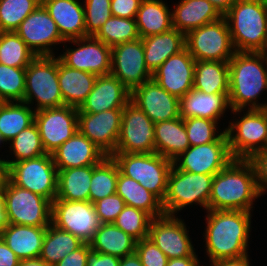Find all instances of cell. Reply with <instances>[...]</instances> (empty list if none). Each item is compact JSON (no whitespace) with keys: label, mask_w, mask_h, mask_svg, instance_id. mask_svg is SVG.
I'll list each match as a JSON object with an SVG mask.
<instances>
[{"label":"cell","mask_w":267,"mask_h":266,"mask_svg":"<svg viewBox=\"0 0 267 266\" xmlns=\"http://www.w3.org/2000/svg\"><path fill=\"white\" fill-rule=\"evenodd\" d=\"M203 232L209 263L248 254L253 217L247 211L207 210Z\"/></svg>","instance_id":"6da1fadb"},{"label":"cell","mask_w":267,"mask_h":266,"mask_svg":"<svg viewBox=\"0 0 267 266\" xmlns=\"http://www.w3.org/2000/svg\"><path fill=\"white\" fill-rule=\"evenodd\" d=\"M260 198L255 171L248 159H233L214 175L209 210L253 212Z\"/></svg>","instance_id":"7a4b0ae2"},{"label":"cell","mask_w":267,"mask_h":266,"mask_svg":"<svg viewBox=\"0 0 267 266\" xmlns=\"http://www.w3.org/2000/svg\"><path fill=\"white\" fill-rule=\"evenodd\" d=\"M229 105L231 110L266 109L260 103L267 92V66L263 52L236 51L229 60Z\"/></svg>","instance_id":"3957f363"},{"label":"cell","mask_w":267,"mask_h":266,"mask_svg":"<svg viewBox=\"0 0 267 266\" xmlns=\"http://www.w3.org/2000/svg\"><path fill=\"white\" fill-rule=\"evenodd\" d=\"M224 17L235 51L267 49V0H236Z\"/></svg>","instance_id":"277c9868"},{"label":"cell","mask_w":267,"mask_h":266,"mask_svg":"<svg viewBox=\"0 0 267 266\" xmlns=\"http://www.w3.org/2000/svg\"><path fill=\"white\" fill-rule=\"evenodd\" d=\"M230 111L233 119L229 121L225 132L232 157L249 159L255 152L265 150L267 147V109Z\"/></svg>","instance_id":"5b68a950"},{"label":"cell","mask_w":267,"mask_h":266,"mask_svg":"<svg viewBox=\"0 0 267 266\" xmlns=\"http://www.w3.org/2000/svg\"><path fill=\"white\" fill-rule=\"evenodd\" d=\"M214 175L194 174L172 165L165 198L162 202L165 214L177 215L186 207L198 205L209 210V199Z\"/></svg>","instance_id":"8992f818"},{"label":"cell","mask_w":267,"mask_h":266,"mask_svg":"<svg viewBox=\"0 0 267 266\" xmlns=\"http://www.w3.org/2000/svg\"><path fill=\"white\" fill-rule=\"evenodd\" d=\"M23 102L31 107L35 104V112L64 106L58 79V56H36L26 67Z\"/></svg>","instance_id":"52a82bcc"},{"label":"cell","mask_w":267,"mask_h":266,"mask_svg":"<svg viewBox=\"0 0 267 266\" xmlns=\"http://www.w3.org/2000/svg\"><path fill=\"white\" fill-rule=\"evenodd\" d=\"M113 159L119 171L139 182L163 202L167 190V180L173 161L158 153L115 152Z\"/></svg>","instance_id":"ba28073f"},{"label":"cell","mask_w":267,"mask_h":266,"mask_svg":"<svg viewBox=\"0 0 267 266\" xmlns=\"http://www.w3.org/2000/svg\"><path fill=\"white\" fill-rule=\"evenodd\" d=\"M186 49L195 61L229 62L236 52L226 18L205 24L185 35Z\"/></svg>","instance_id":"9c48e42d"},{"label":"cell","mask_w":267,"mask_h":266,"mask_svg":"<svg viewBox=\"0 0 267 266\" xmlns=\"http://www.w3.org/2000/svg\"><path fill=\"white\" fill-rule=\"evenodd\" d=\"M8 222L16 225L48 227L51 224L52 202L21 188L10 180L4 188Z\"/></svg>","instance_id":"30bf717a"},{"label":"cell","mask_w":267,"mask_h":266,"mask_svg":"<svg viewBox=\"0 0 267 266\" xmlns=\"http://www.w3.org/2000/svg\"><path fill=\"white\" fill-rule=\"evenodd\" d=\"M9 180L51 202L56 198L58 169L50 153L11 163L9 165Z\"/></svg>","instance_id":"8fae6325"},{"label":"cell","mask_w":267,"mask_h":266,"mask_svg":"<svg viewBox=\"0 0 267 266\" xmlns=\"http://www.w3.org/2000/svg\"><path fill=\"white\" fill-rule=\"evenodd\" d=\"M67 42L74 45L70 47H76L67 48ZM63 46L62 54L60 53L58 57L66 66L97 76L110 74L112 47L107 46L95 36L67 40Z\"/></svg>","instance_id":"7c38bea8"},{"label":"cell","mask_w":267,"mask_h":266,"mask_svg":"<svg viewBox=\"0 0 267 266\" xmlns=\"http://www.w3.org/2000/svg\"><path fill=\"white\" fill-rule=\"evenodd\" d=\"M51 224L58 229L70 232L84 243H89L101 222L90 201L54 199Z\"/></svg>","instance_id":"4fadbf2b"},{"label":"cell","mask_w":267,"mask_h":266,"mask_svg":"<svg viewBox=\"0 0 267 266\" xmlns=\"http://www.w3.org/2000/svg\"><path fill=\"white\" fill-rule=\"evenodd\" d=\"M179 217V218H178ZM177 215L164 214L152 219L148 238L168 259L198 257L184 219Z\"/></svg>","instance_id":"5bb4252c"},{"label":"cell","mask_w":267,"mask_h":266,"mask_svg":"<svg viewBox=\"0 0 267 266\" xmlns=\"http://www.w3.org/2000/svg\"><path fill=\"white\" fill-rule=\"evenodd\" d=\"M154 125L141 109L129 101L123 108L115 152L154 153Z\"/></svg>","instance_id":"9a60e30c"},{"label":"cell","mask_w":267,"mask_h":266,"mask_svg":"<svg viewBox=\"0 0 267 266\" xmlns=\"http://www.w3.org/2000/svg\"><path fill=\"white\" fill-rule=\"evenodd\" d=\"M233 159L225 133L217 141L188 147L173 160V165L179 170L194 174L215 175Z\"/></svg>","instance_id":"2e32d148"},{"label":"cell","mask_w":267,"mask_h":266,"mask_svg":"<svg viewBox=\"0 0 267 266\" xmlns=\"http://www.w3.org/2000/svg\"><path fill=\"white\" fill-rule=\"evenodd\" d=\"M15 32L36 56H56L53 49L58 50L56 46H62L65 42L55 21L42 4L21 22Z\"/></svg>","instance_id":"e0dca14e"},{"label":"cell","mask_w":267,"mask_h":266,"mask_svg":"<svg viewBox=\"0 0 267 266\" xmlns=\"http://www.w3.org/2000/svg\"><path fill=\"white\" fill-rule=\"evenodd\" d=\"M46 153H52L78 130V108L64 105L36 111L34 114Z\"/></svg>","instance_id":"ac0fdd59"},{"label":"cell","mask_w":267,"mask_h":266,"mask_svg":"<svg viewBox=\"0 0 267 266\" xmlns=\"http://www.w3.org/2000/svg\"><path fill=\"white\" fill-rule=\"evenodd\" d=\"M130 91L152 79L147 68L142 38L112 47L111 72Z\"/></svg>","instance_id":"d6986e66"},{"label":"cell","mask_w":267,"mask_h":266,"mask_svg":"<svg viewBox=\"0 0 267 266\" xmlns=\"http://www.w3.org/2000/svg\"><path fill=\"white\" fill-rule=\"evenodd\" d=\"M122 114L123 109L78 113V130L106 156H112L120 134Z\"/></svg>","instance_id":"ffe728a7"},{"label":"cell","mask_w":267,"mask_h":266,"mask_svg":"<svg viewBox=\"0 0 267 266\" xmlns=\"http://www.w3.org/2000/svg\"><path fill=\"white\" fill-rule=\"evenodd\" d=\"M130 101L154 123L180 117V99L169 94L153 78L133 89Z\"/></svg>","instance_id":"44dd1931"},{"label":"cell","mask_w":267,"mask_h":266,"mask_svg":"<svg viewBox=\"0 0 267 266\" xmlns=\"http://www.w3.org/2000/svg\"><path fill=\"white\" fill-rule=\"evenodd\" d=\"M195 59L185 48L170 56L152 75L155 82L179 99L193 89Z\"/></svg>","instance_id":"7402d4cb"},{"label":"cell","mask_w":267,"mask_h":266,"mask_svg":"<svg viewBox=\"0 0 267 266\" xmlns=\"http://www.w3.org/2000/svg\"><path fill=\"white\" fill-rule=\"evenodd\" d=\"M131 91L112 74L97 76L93 89L78 108V113H99L123 109L130 101Z\"/></svg>","instance_id":"603a6c76"},{"label":"cell","mask_w":267,"mask_h":266,"mask_svg":"<svg viewBox=\"0 0 267 266\" xmlns=\"http://www.w3.org/2000/svg\"><path fill=\"white\" fill-rule=\"evenodd\" d=\"M52 158L57 169H69L98 164L106 155L79 130L55 149Z\"/></svg>","instance_id":"cb8c5ba5"},{"label":"cell","mask_w":267,"mask_h":266,"mask_svg":"<svg viewBox=\"0 0 267 266\" xmlns=\"http://www.w3.org/2000/svg\"><path fill=\"white\" fill-rule=\"evenodd\" d=\"M80 1L41 0L65 41L86 36L83 0Z\"/></svg>","instance_id":"d4e9b609"},{"label":"cell","mask_w":267,"mask_h":266,"mask_svg":"<svg viewBox=\"0 0 267 266\" xmlns=\"http://www.w3.org/2000/svg\"><path fill=\"white\" fill-rule=\"evenodd\" d=\"M228 95L229 93L205 94L193 88L180 98V116L183 119L196 117L220 122L227 109L231 110Z\"/></svg>","instance_id":"484cf974"},{"label":"cell","mask_w":267,"mask_h":266,"mask_svg":"<svg viewBox=\"0 0 267 266\" xmlns=\"http://www.w3.org/2000/svg\"><path fill=\"white\" fill-rule=\"evenodd\" d=\"M170 8L173 28L185 35L223 17L208 0H179Z\"/></svg>","instance_id":"4316f807"},{"label":"cell","mask_w":267,"mask_h":266,"mask_svg":"<svg viewBox=\"0 0 267 266\" xmlns=\"http://www.w3.org/2000/svg\"><path fill=\"white\" fill-rule=\"evenodd\" d=\"M47 227L8 224L0 233L20 260L39 258Z\"/></svg>","instance_id":"83f0119b"},{"label":"cell","mask_w":267,"mask_h":266,"mask_svg":"<svg viewBox=\"0 0 267 266\" xmlns=\"http://www.w3.org/2000/svg\"><path fill=\"white\" fill-rule=\"evenodd\" d=\"M147 68L153 73L170 56L186 48L185 34L172 28L161 34L142 38Z\"/></svg>","instance_id":"f1b7e54d"},{"label":"cell","mask_w":267,"mask_h":266,"mask_svg":"<svg viewBox=\"0 0 267 266\" xmlns=\"http://www.w3.org/2000/svg\"><path fill=\"white\" fill-rule=\"evenodd\" d=\"M96 74L66 66L58 57V79L64 105L79 108L92 91Z\"/></svg>","instance_id":"f546056e"},{"label":"cell","mask_w":267,"mask_h":266,"mask_svg":"<svg viewBox=\"0 0 267 266\" xmlns=\"http://www.w3.org/2000/svg\"><path fill=\"white\" fill-rule=\"evenodd\" d=\"M154 143L155 152L171 161L190 147L183 118L155 123Z\"/></svg>","instance_id":"4dcf8cb0"},{"label":"cell","mask_w":267,"mask_h":266,"mask_svg":"<svg viewBox=\"0 0 267 266\" xmlns=\"http://www.w3.org/2000/svg\"><path fill=\"white\" fill-rule=\"evenodd\" d=\"M170 5L163 0H142L136 15L140 38L161 34L173 28Z\"/></svg>","instance_id":"1f68e13d"},{"label":"cell","mask_w":267,"mask_h":266,"mask_svg":"<svg viewBox=\"0 0 267 266\" xmlns=\"http://www.w3.org/2000/svg\"><path fill=\"white\" fill-rule=\"evenodd\" d=\"M92 250L119 258L135 253L136 240L114 223L101 224L89 242Z\"/></svg>","instance_id":"d6a6232c"},{"label":"cell","mask_w":267,"mask_h":266,"mask_svg":"<svg viewBox=\"0 0 267 266\" xmlns=\"http://www.w3.org/2000/svg\"><path fill=\"white\" fill-rule=\"evenodd\" d=\"M116 193L124 200L126 205L147 212L152 218L164 215L162 202L139 182L118 174Z\"/></svg>","instance_id":"836d02e7"},{"label":"cell","mask_w":267,"mask_h":266,"mask_svg":"<svg viewBox=\"0 0 267 266\" xmlns=\"http://www.w3.org/2000/svg\"><path fill=\"white\" fill-rule=\"evenodd\" d=\"M92 165L58 169L57 194L55 199L66 201H89Z\"/></svg>","instance_id":"e575fe53"},{"label":"cell","mask_w":267,"mask_h":266,"mask_svg":"<svg viewBox=\"0 0 267 266\" xmlns=\"http://www.w3.org/2000/svg\"><path fill=\"white\" fill-rule=\"evenodd\" d=\"M193 88L205 94L229 93V64L196 61Z\"/></svg>","instance_id":"d590c367"},{"label":"cell","mask_w":267,"mask_h":266,"mask_svg":"<svg viewBox=\"0 0 267 266\" xmlns=\"http://www.w3.org/2000/svg\"><path fill=\"white\" fill-rule=\"evenodd\" d=\"M83 243L70 232L63 231L50 224L46 229L39 258L46 264L54 266Z\"/></svg>","instance_id":"8d00e7d4"},{"label":"cell","mask_w":267,"mask_h":266,"mask_svg":"<svg viewBox=\"0 0 267 266\" xmlns=\"http://www.w3.org/2000/svg\"><path fill=\"white\" fill-rule=\"evenodd\" d=\"M35 110L25 102L0 105V134L6 144L34 122Z\"/></svg>","instance_id":"74e56055"},{"label":"cell","mask_w":267,"mask_h":266,"mask_svg":"<svg viewBox=\"0 0 267 266\" xmlns=\"http://www.w3.org/2000/svg\"><path fill=\"white\" fill-rule=\"evenodd\" d=\"M119 167L112 156L92 165L89 201L94 202L116 193Z\"/></svg>","instance_id":"f35d334b"},{"label":"cell","mask_w":267,"mask_h":266,"mask_svg":"<svg viewBox=\"0 0 267 266\" xmlns=\"http://www.w3.org/2000/svg\"><path fill=\"white\" fill-rule=\"evenodd\" d=\"M36 54L16 32H0V63L16 68H26Z\"/></svg>","instance_id":"ab89813d"},{"label":"cell","mask_w":267,"mask_h":266,"mask_svg":"<svg viewBox=\"0 0 267 266\" xmlns=\"http://www.w3.org/2000/svg\"><path fill=\"white\" fill-rule=\"evenodd\" d=\"M9 154L12 160L7 158L8 164L36 158L47 154L43 148L38 127L35 122L22 130L9 143ZM13 154V155H12Z\"/></svg>","instance_id":"60d3db41"},{"label":"cell","mask_w":267,"mask_h":266,"mask_svg":"<svg viewBox=\"0 0 267 266\" xmlns=\"http://www.w3.org/2000/svg\"><path fill=\"white\" fill-rule=\"evenodd\" d=\"M109 47L140 38L135 18L111 16L95 35Z\"/></svg>","instance_id":"b9f144b4"},{"label":"cell","mask_w":267,"mask_h":266,"mask_svg":"<svg viewBox=\"0 0 267 266\" xmlns=\"http://www.w3.org/2000/svg\"><path fill=\"white\" fill-rule=\"evenodd\" d=\"M41 0H0V32H15Z\"/></svg>","instance_id":"7bdbcfd3"},{"label":"cell","mask_w":267,"mask_h":266,"mask_svg":"<svg viewBox=\"0 0 267 266\" xmlns=\"http://www.w3.org/2000/svg\"><path fill=\"white\" fill-rule=\"evenodd\" d=\"M26 68L10 67L0 63V98L3 102H23Z\"/></svg>","instance_id":"ee69618b"},{"label":"cell","mask_w":267,"mask_h":266,"mask_svg":"<svg viewBox=\"0 0 267 266\" xmlns=\"http://www.w3.org/2000/svg\"><path fill=\"white\" fill-rule=\"evenodd\" d=\"M152 217L145 211L126 205L114 224L136 241L148 237Z\"/></svg>","instance_id":"f6af8a7d"},{"label":"cell","mask_w":267,"mask_h":266,"mask_svg":"<svg viewBox=\"0 0 267 266\" xmlns=\"http://www.w3.org/2000/svg\"><path fill=\"white\" fill-rule=\"evenodd\" d=\"M190 146L203 145L219 140L226 132L219 131V122L207 118H184Z\"/></svg>","instance_id":"bcb514c9"},{"label":"cell","mask_w":267,"mask_h":266,"mask_svg":"<svg viewBox=\"0 0 267 266\" xmlns=\"http://www.w3.org/2000/svg\"><path fill=\"white\" fill-rule=\"evenodd\" d=\"M111 0H84L86 36H95L112 16Z\"/></svg>","instance_id":"7dc6e473"},{"label":"cell","mask_w":267,"mask_h":266,"mask_svg":"<svg viewBox=\"0 0 267 266\" xmlns=\"http://www.w3.org/2000/svg\"><path fill=\"white\" fill-rule=\"evenodd\" d=\"M93 205L101 224H108L115 222L117 216L126 206V203L117 193H115L94 202Z\"/></svg>","instance_id":"c3c4849f"},{"label":"cell","mask_w":267,"mask_h":266,"mask_svg":"<svg viewBox=\"0 0 267 266\" xmlns=\"http://www.w3.org/2000/svg\"><path fill=\"white\" fill-rule=\"evenodd\" d=\"M135 253L143 266H167L169 260L148 237L136 241Z\"/></svg>","instance_id":"681fc988"},{"label":"cell","mask_w":267,"mask_h":266,"mask_svg":"<svg viewBox=\"0 0 267 266\" xmlns=\"http://www.w3.org/2000/svg\"><path fill=\"white\" fill-rule=\"evenodd\" d=\"M248 160L254 167L259 195L264 196L267 194V150L255 152Z\"/></svg>","instance_id":"f907efd6"},{"label":"cell","mask_w":267,"mask_h":266,"mask_svg":"<svg viewBox=\"0 0 267 266\" xmlns=\"http://www.w3.org/2000/svg\"><path fill=\"white\" fill-rule=\"evenodd\" d=\"M142 0H111L112 16L136 18Z\"/></svg>","instance_id":"816d5d0a"},{"label":"cell","mask_w":267,"mask_h":266,"mask_svg":"<svg viewBox=\"0 0 267 266\" xmlns=\"http://www.w3.org/2000/svg\"><path fill=\"white\" fill-rule=\"evenodd\" d=\"M90 249L89 243H83L79 248L61 259L54 266H87V253Z\"/></svg>","instance_id":"f5cc1de1"},{"label":"cell","mask_w":267,"mask_h":266,"mask_svg":"<svg viewBox=\"0 0 267 266\" xmlns=\"http://www.w3.org/2000/svg\"><path fill=\"white\" fill-rule=\"evenodd\" d=\"M86 261L87 266H119L120 258L90 249Z\"/></svg>","instance_id":"db71d44e"},{"label":"cell","mask_w":267,"mask_h":266,"mask_svg":"<svg viewBox=\"0 0 267 266\" xmlns=\"http://www.w3.org/2000/svg\"><path fill=\"white\" fill-rule=\"evenodd\" d=\"M20 261L0 237V266H18Z\"/></svg>","instance_id":"11a10c76"},{"label":"cell","mask_w":267,"mask_h":266,"mask_svg":"<svg viewBox=\"0 0 267 266\" xmlns=\"http://www.w3.org/2000/svg\"><path fill=\"white\" fill-rule=\"evenodd\" d=\"M249 255H244L238 258L222 259L218 261H213L210 266H250Z\"/></svg>","instance_id":"9f6ffc18"},{"label":"cell","mask_w":267,"mask_h":266,"mask_svg":"<svg viewBox=\"0 0 267 266\" xmlns=\"http://www.w3.org/2000/svg\"><path fill=\"white\" fill-rule=\"evenodd\" d=\"M201 262L198 257H181L169 259L167 266H199Z\"/></svg>","instance_id":"6f0895ef"},{"label":"cell","mask_w":267,"mask_h":266,"mask_svg":"<svg viewBox=\"0 0 267 266\" xmlns=\"http://www.w3.org/2000/svg\"><path fill=\"white\" fill-rule=\"evenodd\" d=\"M9 224L7 213L5 210V195L4 188L0 189V233Z\"/></svg>","instance_id":"680465c9"},{"label":"cell","mask_w":267,"mask_h":266,"mask_svg":"<svg viewBox=\"0 0 267 266\" xmlns=\"http://www.w3.org/2000/svg\"><path fill=\"white\" fill-rule=\"evenodd\" d=\"M0 157V189L5 188L9 181V164L7 159Z\"/></svg>","instance_id":"91938a15"},{"label":"cell","mask_w":267,"mask_h":266,"mask_svg":"<svg viewBox=\"0 0 267 266\" xmlns=\"http://www.w3.org/2000/svg\"><path fill=\"white\" fill-rule=\"evenodd\" d=\"M224 16L236 0H208Z\"/></svg>","instance_id":"94428289"},{"label":"cell","mask_w":267,"mask_h":266,"mask_svg":"<svg viewBox=\"0 0 267 266\" xmlns=\"http://www.w3.org/2000/svg\"><path fill=\"white\" fill-rule=\"evenodd\" d=\"M119 266H143L138 255L133 253L128 256L120 258Z\"/></svg>","instance_id":"6125c7cd"},{"label":"cell","mask_w":267,"mask_h":266,"mask_svg":"<svg viewBox=\"0 0 267 266\" xmlns=\"http://www.w3.org/2000/svg\"><path fill=\"white\" fill-rule=\"evenodd\" d=\"M18 266H51V265L46 264L40 258H35V259L21 260Z\"/></svg>","instance_id":"be15d7a7"},{"label":"cell","mask_w":267,"mask_h":266,"mask_svg":"<svg viewBox=\"0 0 267 266\" xmlns=\"http://www.w3.org/2000/svg\"><path fill=\"white\" fill-rule=\"evenodd\" d=\"M263 54H264V59H265L266 66H267V49L263 52Z\"/></svg>","instance_id":"e7e4bbea"},{"label":"cell","mask_w":267,"mask_h":266,"mask_svg":"<svg viewBox=\"0 0 267 266\" xmlns=\"http://www.w3.org/2000/svg\"><path fill=\"white\" fill-rule=\"evenodd\" d=\"M4 143H5V145H7L6 142L4 141V139L2 138L1 134H0V145L3 144V146H4Z\"/></svg>","instance_id":"03108f58"}]
</instances>
